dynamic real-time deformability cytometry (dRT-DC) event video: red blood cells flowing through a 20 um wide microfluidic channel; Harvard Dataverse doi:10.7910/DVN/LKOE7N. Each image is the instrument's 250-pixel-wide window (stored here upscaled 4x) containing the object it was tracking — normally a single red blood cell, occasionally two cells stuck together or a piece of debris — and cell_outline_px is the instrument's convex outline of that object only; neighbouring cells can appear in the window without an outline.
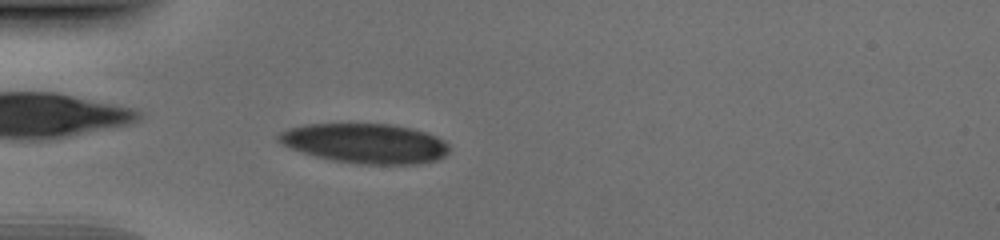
{"species": "human", "species_latin": "Homo sapiens", "temperature_condition": "cold", "stored_images_in_passage": 51, "camera_frame_rate_fps": 3000, "um_per_image_px": 0.085, "donor": {"sex": "male"}, "frame": {"image": 1, "passage_image": 15, "time_ms": 4.667, "image_size_px": [1000, 240], "cell_outline_px": [[448, 152], [444, 156], [436, 160], [420, 164], [356, 164], [332, 160], [316, 156], [292, 148], [276, 140], [276, 136], [280, 132], [288, 128], [304, 124], [392, 124], [412, 128], [436, 136], [444, 140], [448, 144]], "centroid_in_image_um": [31.05, 12.18], "position_along_channel_um": 53.9, "area_um2": 39.54}}
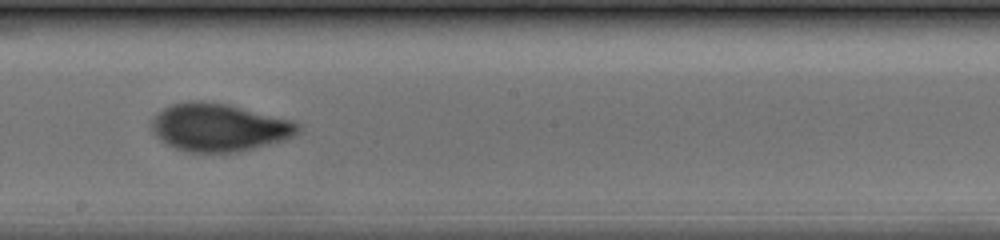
{"frame": {"image": 2, "passage_image": 29, "time_ms": 9.333, "image_size_px": [1000, 240], "cell_outline_px": [[300, 132], [284, 140], [236, 152], [188, 152], [176, 148], [160, 140], [152, 132], [148, 124], [156, 112], [172, 104], [188, 100], [200, 100], [228, 104], [292, 120], [300, 124]], "centroid_in_image_um": [18.57, 10.81], "position_along_channel_um": 229.6, "area_um2": 41.04}}
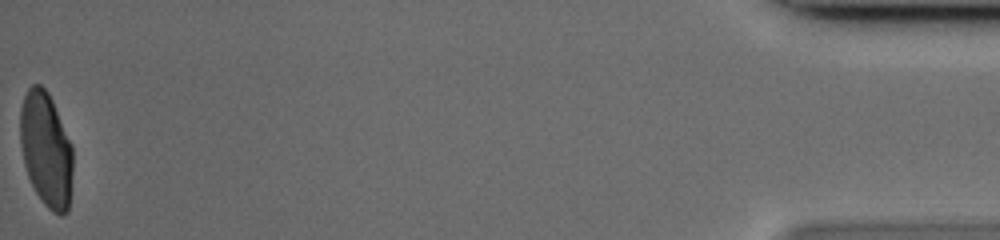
{"frame": {"image": 3, "passage_image": 51, "time_ms": 16.667, "image_size_px": [1000, 240], "cell_outline_px": [[72, 172], [68, 212], [60, 216], [52, 212], [44, 204], [36, 192], [28, 176], [24, 164], [20, 144], [20, 108], [24, 96], [28, 88], [32, 84], [40, 84], [48, 92], [52, 100], [72, 144]], "centroid_in_image_um": [3.91, 12.7], "position_along_channel_um": 431.3, "area_um2": 35.32}}